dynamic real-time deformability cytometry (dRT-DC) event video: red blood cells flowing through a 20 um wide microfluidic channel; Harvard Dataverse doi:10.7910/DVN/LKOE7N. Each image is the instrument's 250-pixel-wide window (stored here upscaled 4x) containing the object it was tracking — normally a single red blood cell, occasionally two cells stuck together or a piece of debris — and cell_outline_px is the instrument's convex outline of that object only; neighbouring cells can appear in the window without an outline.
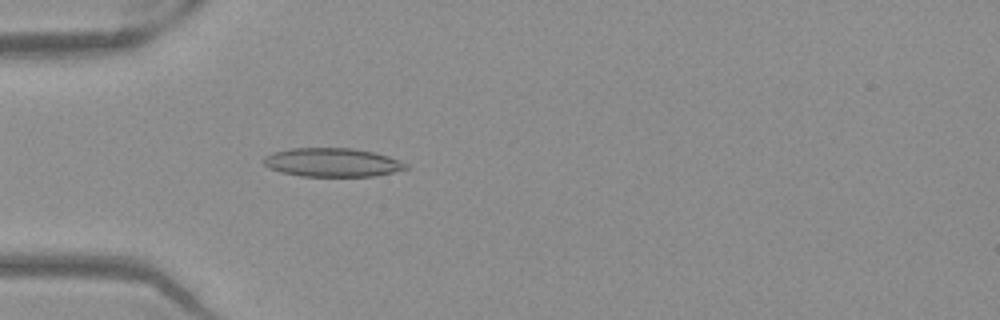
{"species": "Egyptian fruit bat (a non-hibernating species)", "species_latin": "Rousettus aegyptiacus", "temperature_condition": "warm", "stored_images_in_passage": 48, "camera_frame_rate_fps": 3000, "um_per_image_px": 0.085, "frame": {"image": 1, "passage_image": 12, "time_ms": 3.667, "image_size_px": [1000, 320], "cell_outline_px": [[408, 168], [376, 176], [300, 176], [280, 172], [268, 168], [264, 164], [264, 156], [272, 152], [292, 148], [352, 148], [376, 152], [388, 156], [408, 164]], "centroid_in_image_um": [28.22, 13.8], "position_along_channel_um": 56.8, "area_um2": 23.87}}
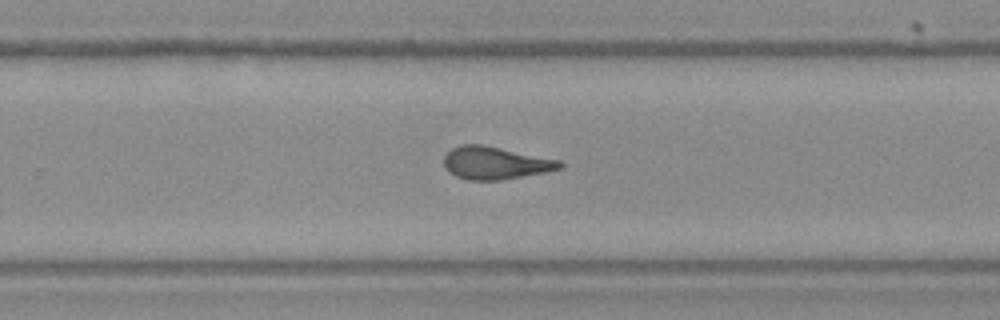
{"frame": {"image": 2, "passage_image": 30, "time_ms": 9.667, "image_size_px": [1000, 320], "cell_outline_px": [[564, 164], [560, 168], [544, 172], [500, 180], [468, 180], [456, 176], [448, 172], [444, 168], [444, 156], [452, 148], [460, 144], [480, 144], [560, 160]], "centroid_in_image_um": [42.05, 13.85], "position_along_channel_um": 287.8, "area_um2": 21.85}}
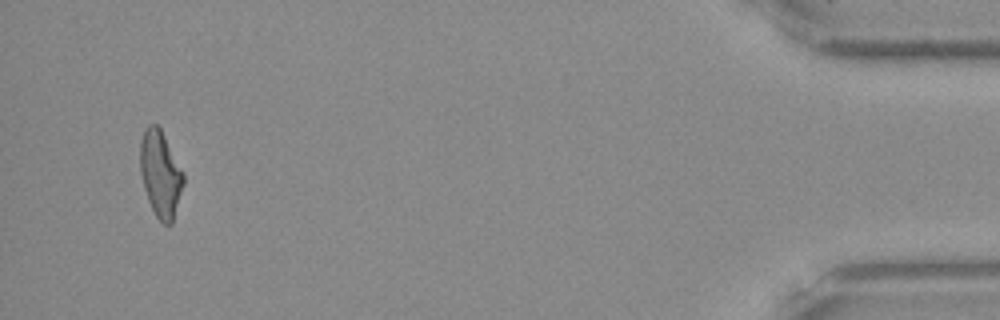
{"frame": {"image": 3, "passage_image": 46, "time_ms": 15.0, "image_size_px": [1000, 320], "cell_outline_px": [[184, 184], [172, 224], [164, 224], [156, 216], [148, 200], [144, 188], [140, 172], [140, 144], [144, 128], [148, 124], [156, 124], [160, 128], [184, 172]], "centroid_in_image_um": [13.64, 14.77], "position_along_channel_um": 421.6, "area_um2": 21.79}, "authors_computed_cell_mechanics": {"area_um2": 21.9929, "velocity_mm_per_s": 3.9497, "shape_relaxation_time_tau1_ms": null, "shape_relaxation_time_tau2_ms": 2.4549, "deformation_change_tau1": null, "deformation_change_tau2": 0.1126}}